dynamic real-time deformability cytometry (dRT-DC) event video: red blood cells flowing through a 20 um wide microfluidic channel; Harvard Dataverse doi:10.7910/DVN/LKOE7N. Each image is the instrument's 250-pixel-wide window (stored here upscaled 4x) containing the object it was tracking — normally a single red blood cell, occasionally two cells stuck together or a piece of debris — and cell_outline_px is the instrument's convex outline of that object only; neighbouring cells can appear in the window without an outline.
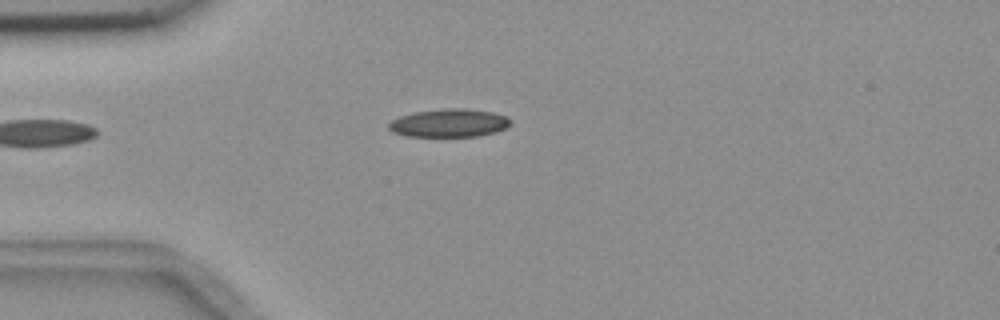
{"species": "common noctule bat (a hibernating species)", "species_latin": "Nyctalus noctula", "temperature_condition": "room temperature", "stored_images_in_passage": 1, "camera_frame_rate_fps": 3000, "um_per_image_px": 0.085, "animal": {"sex": "female", "body_mass_g": 18.4}, "frame": {"image": 1, "passage_image": 1, "time_ms": 0.0, "image_size_px": [1000, 320], "cell_outline_px": [[512, 124], [508, 128], [496, 132], [476, 136], [404, 136], [392, 132], [388, 128], [388, 124], [392, 120], [400, 116], [412, 112], [444, 108], [468, 108], [492, 112], [508, 116], [512, 120]], "centroid_in_image_um": [38.21, 10.45], "position_along_channel_um": 46.8, "area_um2": 20.35}}